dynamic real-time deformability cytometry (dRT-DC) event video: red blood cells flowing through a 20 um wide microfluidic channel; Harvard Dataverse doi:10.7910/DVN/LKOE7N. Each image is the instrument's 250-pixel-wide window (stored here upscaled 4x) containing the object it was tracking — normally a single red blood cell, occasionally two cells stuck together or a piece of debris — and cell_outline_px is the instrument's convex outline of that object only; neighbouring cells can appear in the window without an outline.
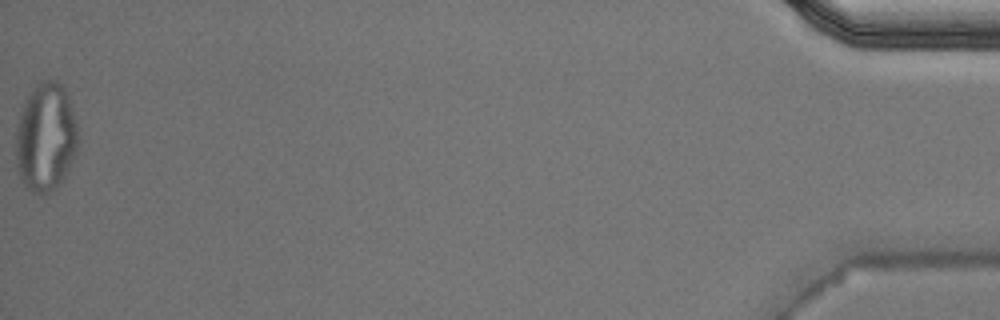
{"species": "Egyptian fruit bat (a non-hibernating species)", "species_latin": "Rousettus aegyptiacus", "temperature_condition": "warm", "stored_images_in_passage": 33, "segment_of_instrument_passage": [2, 2], "camera_frame_rate_fps": 3000, "um_per_image_px": 0.085, "animal": {"sex": "male"}, "frame": {"image": 1, "passage_image": 33, "time_ms": 10.667, "image_size_px": [1000, 320], "cell_outline_px": [[76, 152], [64, 176], [48, 192], [40, 196], [32, 192], [24, 184], [20, 176], [16, 164], [16, 128], [24, 104], [28, 96], [36, 84], [44, 80], [56, 80], [64, 88], [68, 96], [76, 124]], "centroid_in_image_um": [3.86, 11.66], "position_along_channel_um": 431.3, "area_um2": 38.55}}